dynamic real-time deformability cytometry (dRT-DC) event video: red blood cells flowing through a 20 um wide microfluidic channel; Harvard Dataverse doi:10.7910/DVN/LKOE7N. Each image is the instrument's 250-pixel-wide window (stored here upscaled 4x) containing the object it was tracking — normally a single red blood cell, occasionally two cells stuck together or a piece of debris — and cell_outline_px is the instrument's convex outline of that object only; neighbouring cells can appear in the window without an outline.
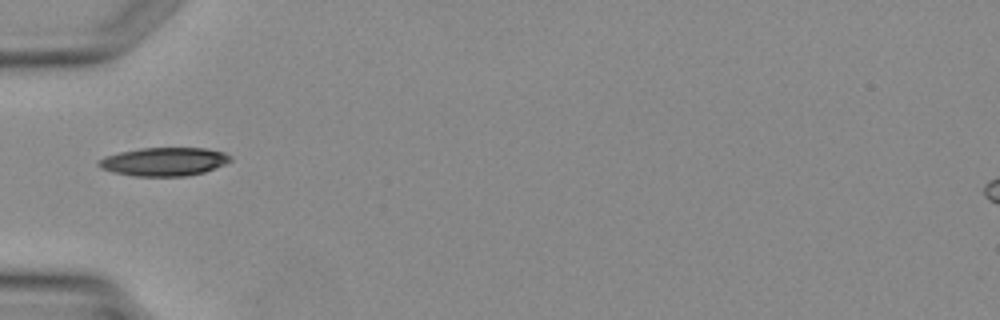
{"species": "Egyptian fruit bat (a non-hibernating species)", "species_latin": "Rousettus aegyptiacus", "temperature_condition": "warm", "stored_images_in_passage": 1, "camera_frame_rate_fps": 3000, "um_per_image_px": 0.085, "animal": {"sex": "female"}, "frame": {"image": 1, "passage_image": 1, "time_ms": 0.0, "image_size_px": [1000, 320], "cell_outline_px": [[232, 160], [224, 164], [204, 172], [184, 176], [132, 176], [100, 168], [96, 164], [104, 156], [120, 152], [140, 148], [208, 148], [224, 152], [232, 156]], "centroid_in_image_um": [13.96, 13.73], "position_along_channel_um": 71.0, "area_um2": 21.79}}